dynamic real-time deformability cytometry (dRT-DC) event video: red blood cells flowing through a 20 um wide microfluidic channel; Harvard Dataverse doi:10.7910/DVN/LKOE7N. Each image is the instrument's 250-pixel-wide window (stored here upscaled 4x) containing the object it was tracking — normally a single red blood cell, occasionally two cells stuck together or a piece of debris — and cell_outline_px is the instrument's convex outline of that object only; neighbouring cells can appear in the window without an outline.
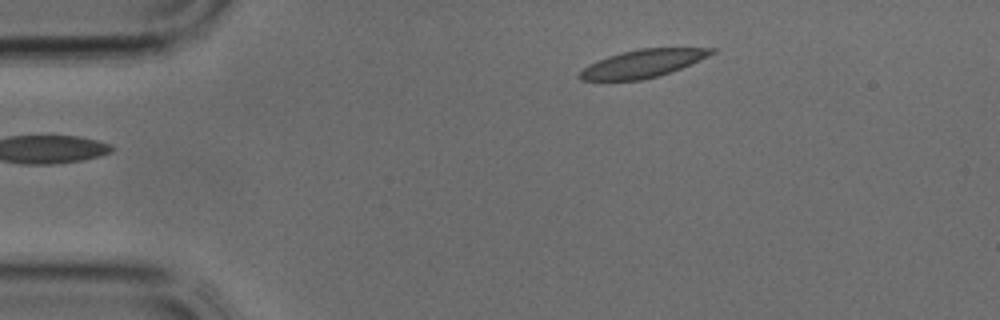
{"species": "common noctule bat (a hibernating species)", "species_latin": "Nyctalus noctula", "temperature_condition": "cold", "stored_images_in_passage": 28, "camera_frame_rate_fps": 3000, "um_per_image_px": 0.085, "animal": {"sex": "male", "body_mass_g": 17.9, "forearm_length_mm": 54.2}, "frame": {"image": 1, "passage_image": 1, "time_ms": 0.0, "image_size_px": [1000, 320], "cell_outline_px": [[716, 52], [680, 68], [656, 76], [640, 80], [580, 80], [576, 76], [584, 68], [608, 56], [640, 48], [716, 48]], "centroid_in_image_um": [54.62, 5.4], "position_along_channel_um": 30.4, "area_um2": 20.75}}
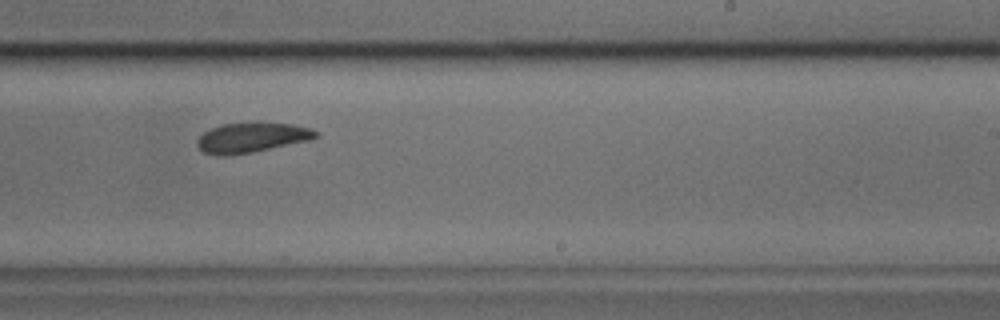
{"frame": {"image": 2, "passage_image": 18, "time_ms": 5.667, "image_size_px": [1000, 320], "cell_outline_px": [[320, 136], [312, 140], [252, 152], [224, 156], [204, 152], [196, 144], [196, 140], [204, 132], [212, 128], [224, 124], [292, 124], [312, 128], [320, 132]], "centroid_in_image_um": [21.46, 11.71], "position_along_channel_um": 267.5, "area_um2": 20.29}}
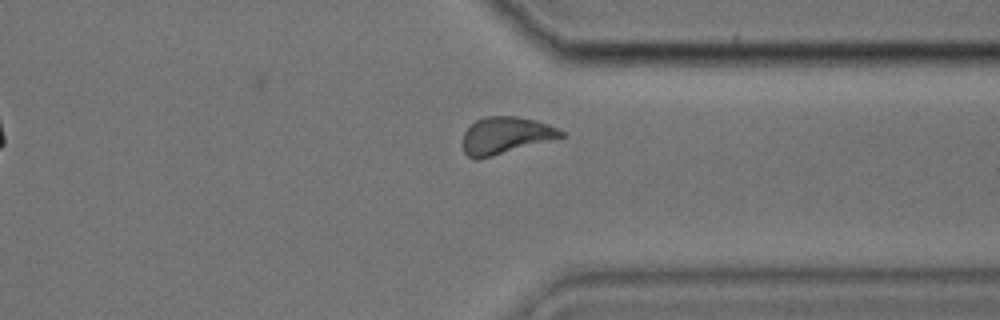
{"frame": {"image": 3, "passage_image": 24, "time_ms": 7.667, "image_size_px": [1000, 320], "cell_outline_px": [[564, 136], [476, 160], [468, 156], [464, 152], [464, 132], [476, 120], [484, 116], [516, 116], [536, 120], [548, 124], [564, 132]], "centroid_in_image_um": [42.95, 11.49], "position_along_channel_um": 368.4, "area_um2": 20.69}}